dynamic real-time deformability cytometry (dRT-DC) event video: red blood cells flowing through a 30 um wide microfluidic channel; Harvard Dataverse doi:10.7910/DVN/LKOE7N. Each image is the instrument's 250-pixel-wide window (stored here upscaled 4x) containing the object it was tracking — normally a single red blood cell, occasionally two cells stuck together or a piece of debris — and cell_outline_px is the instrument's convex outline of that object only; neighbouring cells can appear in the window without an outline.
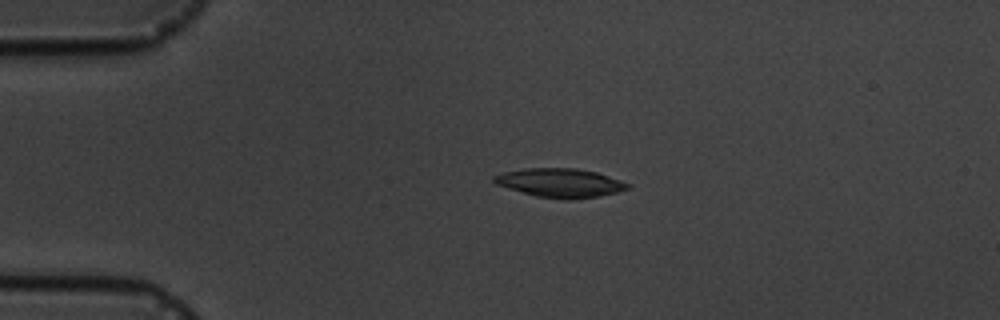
{"species": "common noctule bat (a hibernating species)", "species_latin": "Nyctalus noctula", "temperature_condition": "cold", "stored_images_in_passage": 3, "camera_frame_rate_fps": 3000, "um_per_image_px": 0.085, "animal": {"sex": "male", "body_mass_g": 19.5, "forearm_length_mm": 54.6}, "frame": {"image": 1, "passage_image": 2, "time_ms": 2.0, "image_size_px": [1000, 320], "cell_outline_px": [[632, 188], [600, 196], [572, 200], [568, 200], [536, 196], [508, 188], [496, 184], [492, 180], [492, 176], [504, 172], [524, 168], [576, 168], [596, 172], [632, 184]], "centroid_in_image_um": [47.63, 15.54], "position_along_channel_um": 37.4, "area_um2": 22.6}}